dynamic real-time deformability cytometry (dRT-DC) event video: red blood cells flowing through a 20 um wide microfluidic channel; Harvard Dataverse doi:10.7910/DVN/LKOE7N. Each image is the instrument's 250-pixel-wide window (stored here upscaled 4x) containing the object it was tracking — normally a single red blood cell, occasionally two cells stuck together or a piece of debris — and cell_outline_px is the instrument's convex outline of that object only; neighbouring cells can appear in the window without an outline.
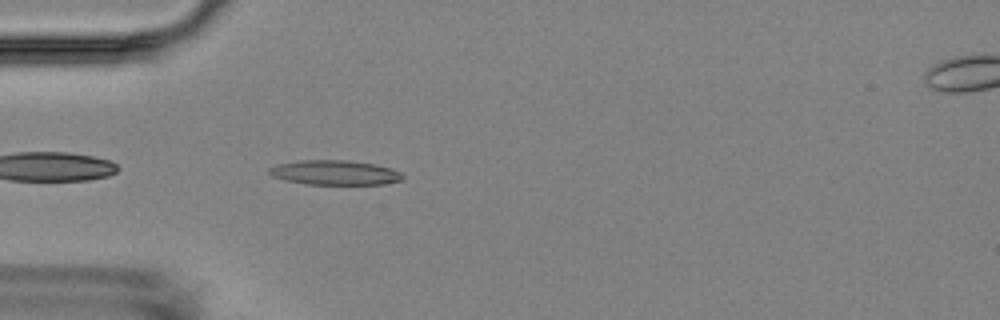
{"species": "Egyptian fruit bat (a non-hibernating species)", "species_latin": "Rousettus aegyptiacus", "temperature_condition": "room temperature", "stored_images_in_passage": 3, "camera_frame_rate_fps": 3000, "um_per_image_px": 0.085, "animal": {"sex": "female"}, "frame": {"image": 1, "passage_image": 3, "time_ms": 2.333, "image_size_px": [1000, 320], "cell_outline_px": [[404, 180], [384, 184], [308, 184], [284, 180], [272, 176], [268, 172], [268, 168], [276, 164], [300, 160], [348, 160], [376, 164], [392, 168], [400, 172], [404, 176]], "centroid_in_image_um": [28.47, 14.66], "position_along_channel_um": 56.5, "area_um2": 19.36}}